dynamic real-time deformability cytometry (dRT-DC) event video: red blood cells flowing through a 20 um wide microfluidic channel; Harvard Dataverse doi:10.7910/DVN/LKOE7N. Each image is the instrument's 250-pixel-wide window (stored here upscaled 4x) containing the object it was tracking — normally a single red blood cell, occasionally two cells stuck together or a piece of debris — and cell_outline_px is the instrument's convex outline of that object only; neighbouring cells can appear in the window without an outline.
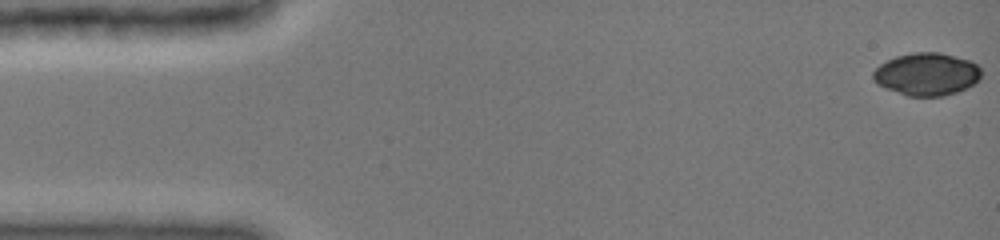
{"species": "common noctule bat (a hibernating species)", "species_latin": "Nyctalus noctula", "temperature_condition": "cold", "stored_images_in_passage": 63, "camera_frame_rate_fps": 3000, "um_per_image_px": 0.085, "animal": {"sex": "female", "body_mass_g": 19.0, "forearm_length_mm": 51.5}, "frame": {"image": 1, "passage_image": 1, "time_ms": 0.0, "image_size_px": [1000, 240], "cell_outline_px": [[980, 80], [976, 84], [968, 88], [944, 96], [908, 96], [876, 84], [872, 80], [872, 72], [880, 64], [896, 56], [912, 52], [940, 52], [968, 60], [976, 64], [980, 68]], "centroid_in_image_um": [78.77, 6.31], "position_along_channel_um": 6.2, "area_um2": 26.99}}
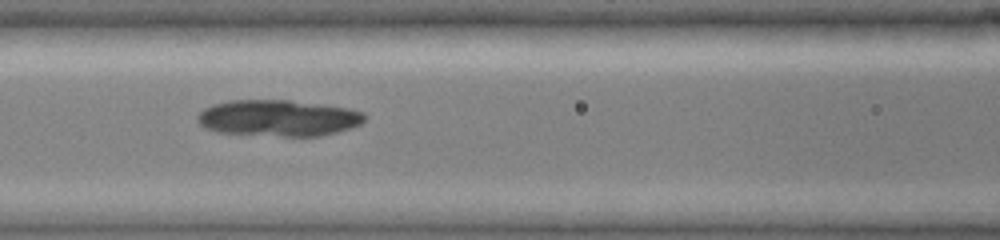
{"frame": {"image": 2, "passage_image": 43, "time_ms": 6.667, "image_size_px": [1000, 240], "cell_outline_px": [[364, 120], [360, 124], [352, 128], [320, 136], [284, 136], [220, 132], [204, 128], [196, 120], [196, 116], [204, 108], [212, 104], [228, 100], [288, 100], [348, 108], [364, 112]], "centroid_in_image_um": [23.63, 10.03], "position_along_channel_um": 143.0, "area_um2": 35.32}}
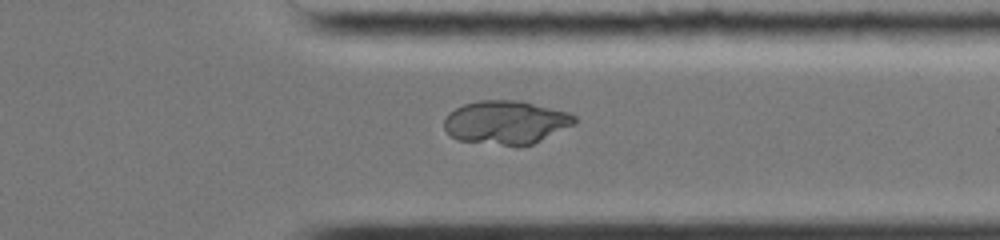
{"frame": {"image": 3, "passage_image": 63, "time_ms": 12.333, "image_size_px": [1000, 240], "cell_outline_px": [[576, 124], [532, 144], [504, 144], [456, 140], [444, 128], [444, 120], [448, 112], [464, 104], [480, 100], [516, 100], [568, 112], [576, 116]], "centroid_in_image_um": [43.0, 10.38], "position_along_channel_um": 368.4, "area_um2": 32.54}}